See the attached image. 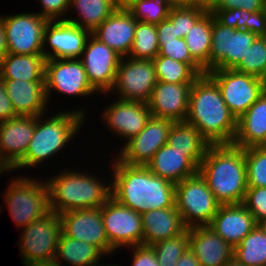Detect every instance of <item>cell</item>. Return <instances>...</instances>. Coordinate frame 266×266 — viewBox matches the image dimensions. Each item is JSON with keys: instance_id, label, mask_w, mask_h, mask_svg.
<instances>
[{"instance_id": "obj_1", "label": "cell", "mask_w": 266, "mask_h": 266, "mask_svg": "<svg viewBox=\"0 0 266 266\" xmlns=\"http://www.w3.org/2000/svg\"><path fill=\"white\" fill-rule=\"evenodd\" d=\"M111 197L137 213L175 205V184L153 174L146 166L126 165L113 158Z\"/></svg>"}, {"instance_id": "obj_2", "label": "cell", "mask_w": 266, "mask_h": 266, "mask_svg": "<svg viewBox=\"0 0 266 266\" xmlns=\"http://www.w3.org/2000/svg\"><path fill=\"white\" fill-rule=\"evenodd\" d=\"M185 121L196 127L210 144H232L237 131L236 117L207 73L192 84Z\"/></svg>"}, {"instance_id": "obj_3", "label": "cell", "mask_w": 266, "mask_h": 266, "mask_svg": "<svg viewBox=\"0 0 266 266\" xmlns=\"http://www.w3.org/2000/svg\"><path fill=\"white\" fill-rule=\"evenodd\" d=\"M198 172L221 205L243 203L248 188L243 148L210 144Z\"/></svg>"}, {"instance_id": "obj_4", "label": "cell", "mask_w": 266, "mask_h": 266, "mask_svg": "<svg viewBox=\"0 0 266 266\" xmlns=\"http://www.w3.org/2000/svg\"><path fill=\"white\" fill-rule=\"evenodd\" d=\"M86 112L87 108L78 107L77 110L53 113L52 117L48 116L49 118L46 114L37 116L34 135L25 156L11 172L41 166L46 160L64 151L63 148L72 142L75 135H79L86 119Z\"/></svg>"}, {"instance_id": "obj_5", "label": "cell", "mask_w": 266, "mask_h": 266, "mask_svg": "<svg viewBox=\"0 0 266 266\" xmlns=\"http://www.w3.org/2000/svg\"><path fill=\"white\" fill-rule=\"evenodd\" d=\"M87 172L66 168L46 179L50 211L60 215L76 209L100 208L111 198V182L105 184L102 178Z\"/></svg>"}, {"instance_id": "obj_6", "label": "cell", "mask_w": 266, "mask_h": 266, "mask_svg": "<svg viewBox=\"0 0 266 266\" xmlns=\"http://www.w3.org/2000/svg\"><path fill=\"white\" fill-rule=\"evenodd\" d=\"M2 197L17 228H24L50 212L46 180L13 177Z\"/></svg>"}, {"instance_id": "obj_7", "label": "cell", "mask_w": 266, "mask_h": 266, "mask_svg": "<svg viewBox=\"0 0 266 266\" xmlns=\"http://www.w3.org/2000/svg\"><path fill=\"white\" fill-rule=\"evenodd\" d=\"M175 206L186 228L209 226L221 204L198 172L175 184Z\"/></svg>"}, {"instance_id": "obj_8", "label": "cell", "mask_w": 266, "mask_h": 266, "mask_svg": "<svg viewBox=\"0 0 266 266\" xmlns=\"http://www.w3.org/2000/svg\"><path fill=\"white\" fill-rule=\"evenodd\" d=\"M22 229L19 249L23 266L55 259L58 242L62 234L58 214L50 211L44 217Z\"/></svg>"}, {"instance_id": "obj_9", "label": "cell", "mask_w": 266, "mask_h": 266, "mask_svg": "<svg viewBox=\"0 0 266 266\" xmlns=\"http://www.w3.org/2000/svg\"><path fill=\"white\" fill-rule=\"evenodd\" d=\"M207 74L219 87L225 104L238 119L266 90V81L234 69H212Z\"/></svg>"}, {"instance_id": "obj_10", "label": "cell", "mask_w": 266, "mask_h": 266, "mask_svg": "<svg viewBox=\"0 0 266 266\" xmlns=\"http://www.w3.org/2000/svg\"><path fill=\"white\" fill-rule=\"evenodd\" d=\"M157 81L152 60H135L130 57H122L114 86L108 95L115 93L120 100L147 103Z\"/></svg>"}, {"instance_id": "obj_11", "label": "cell", "mask_w": 266, "mask_h": 266, "mask_svg": "<svg viewBox=\"0 0 266 266\" xmlns=\"http://www.w3.org/2000/svg\"><path fill=\"white\" fill-rule=\"evenodd\" d=\"M257 36L247 30L223 26L212 14L211 49L209 71L234 69L246 56Z\"/></svg>"}, {"instance_id": "obj_12", "label": "cell", "mask_w": 266, "mask_h": 266, "mask_svg": "<svg viewBox=\"0 0 266 266\" xmlns=\"http://www.w3.org/2000/svg\"><path fill=\"white\" fill-rule=\"evenodd\" d=\"M45 90L47 101L52 92L77 98L98 92L89 83L80 59H49L45 61Z\"/></svg>"}, {"instance_id": "obj_13", "label": "cell", "mask_w": 266, "mask_h": 266, "mask_svg": "<svg viewBox=\"0 0 266 266\" xmlns=\"http://www.w3.org/2000/svg\"><path fill=\"white\" fill-rule=\"evenodd\" d=\"M110 246L118 252L123 247L142 245V216L110 198L102 206L101 214Z\"/></svg>"}, {"instance_id": "obj_14", "label": "cell", "mask_w": 266, "mask_h": 266, "mask_svg": "<svg viewBox=\"0 0 266 266\" xmlns=\"http://www.w3.org/2000/svg\"><path fill=\"white\" fill-rule=\"evenodd\" d=\"M6 32L8 53L43 54L44 30L48 21L34 13L2 16Z\"/></svg>"}, {"instance_id": "obj_15", "label": "cell", "mask_w": 266, "mask_h": 266, "mask_svg": "<svg viewBox=\"0 0 266 266\" xmlns=\"http://www.w3.org/2000/svg\"><path fill=\"white\" fill-rule=\"evenodd\" d=\"M121 58L92 34L87 39L79 59L83 63L89 83L99 94L106 95L113 88Z\"/></svg>"}, {"instance_id": "obj_16", "label": "cell", "mask_w": 266, "mask_h": 266, "mask_svg": "<svg viewBox=\"0 0 266 266\" xmlns=\"http://www.w3.org/2000/svg\"><path fill=\"white\" fill-rule=\"evenodd\" d=\"M173 122L170 119L151 116L137 136L123 143L116 158L126 165L146 166L160 147L167 144Z\"/></svg>"}, {"instance_id": "obj_17", "label": "cell", "mask_w": 266, "mask_h": 266, "mask_svg": "<svg viewBox=\"0 0 266 266\" xmlns=\"http://www.w3.org/2000/svg\"><path fill=\"white\" fill-rule=\"evenodd\" d=\"M101 214L102 207L76 209L61 213L59 217L62 233L66 237L97 247L105 256L113 255L116 251L108 243Z\"/></svg>"}, {"instance_id": "obj_18", "label": "cell", "mask_w": 266, "mask_h": 266, "mask_svg": "<svg viewBox=\"0 0 266 266\" xmlns=\"http://www.w3.org/2000/svg\"><path fill=\"white\" fill-rule=\"evenodd\" d=\"M90 35V31L65 20L48 21L44 30L43 55L46 60L79 59Z\"/></svg>"}, {"instance_id": "obj_19", "label": "cell", "mask_w": 266, "mask_h": 266, "mask_svg": "<svg viewBox=\"0 0 266 266\" xmlns=\"http://www.w3.org/2000/svg\"><path fill=\"white\" fill-rule=\"evenodd\" d=\"M105 106L101 119L107 129L115 133L121 140L129 141L137 136L146 126L152 116L147 103L114 99Z\"/></svg>"}, {"instance_id": "obj_20", "label": "cell", "mask_w": 266, "mask_h": 266, "mask_svg": "<svg viewBox=\"0 0 266 266\" xmlns=\"http://www.w3.org/2000/svg\"><path fill=\"white\" fill-rule=\"evenodd\" d=\"M36 117L16 116L0 123V159L11 171L25 156L34 135Z\"/></svg>"}, {"instance_id": "obj_21", "label": "cell", "mask_w": 266, "mask_h": 266, "mask_svg": "<svg viewBox=\"0 0 266 266\" xmlns=\"http://www.w3.org/2000/svg\"><path fill=\"white\" fill-rule=\"evenodd\" d=\"M193 83L157 81L147 102L154 117L185 121L189 109V95Z\"/></svg>"}, {"instance_id": "obj_22", "label": "cell", "mask_w": 266, "mask_h": 266, "mask_svg": "<svg viewBox=\"0 0 266 266\" xmlns=\"http://www.w3.org/2000/svg\"><path fill=\"white\" fill-rule=\"evenodd\" d=\"M137 20L127 9L116 8L91 34L121 57H127L133 44Z\"/></svg>"}, {"instance_id": "obj_23", "label": "cell", "mask_w": 266, "mask_h": 266, "mask_svg": "<svg viewBox=\"0 0 266 266\" xmlns=\"http://www.w3.org/2000/svg\"><path fill=\"white\" fill-rule=\"evenodd\" d=\"M233 248L256 226L254 216L241 204L221 205L209 225Z\"/></svg>"}, {"instance_id": "obj_24", "label": "cell", "mask_w": 266, "mask_h": 266, "mask_svg": "<svg viewBox=\"0 0 266 266\" xmlns=\"http://www.w3.org/2000/svg\"><path fill=\"white\" fill-rule=\"evenodd\" d=\"M189 248L201 266H223L233 259L234 248L210 226L190 228Z\"/></svg>"}, {"instance_id": "obj_25", "label": "cell", "mask_w": 266, "mask_h": 266, "mask_svg": "<svg viewBox=\"0 0 266 266\" xmlns=\"http://www.w3.org/2000/svg\"><path fill=\"white\" fill-rule=\"evenodd\" d=\"M5 90L14 111L20 116H40L49 105L46 97L45 81H22L3 79Z\"/></svg>"}, {"instance_id": "obj_26", "label": "cell", "mask_w": 266, "mask_h": 266, "mask_svg": "<svg viewBox=\"0 0 266 266\" xmlns=\"http://www.w3.org/2000/svg\"><path fill=\"white\" fill-rule=\"evenodd\" d=\"M141 216L142 245L145 246L176 237L187 229L175 205L171 208L150 210Z\"/></svg>"}, {"instance_id": "obj_27", "label": "cell", "mask_w": 266, "mask_h": 266, "mask_svg": "<svg viewBox=\"0 0 266 266\" xmlns=\"http://www.w3.org/2000/svg\"><path fill=\"white\" fill-rule=\"evenodd\" d=\"M146 167L158 177L177 184L198 173V167L174 147L165 144L154 154Z\"/></svg>"}, {"instance_id": "obj_28", "label": "cell", "mask_w": 266, "mask_h": 266, "mask_svg": "<svg viewBox=\"0 0 266 266\" xmlns=\"http://www.w3.org/2000/svg\"><path fill=\"white\" fill-rule=\"evenodd\" d=\"M266 140V90L237 119V131L234 145L247 148L260 146Z\"/></svg>"}, {"instance_id": "obj_29", "label": "cell", "mask_w": 266, "mask_h": 266, "mask_svg": "<svg viewBox=\"0 0 266 266\" xmlns=\"http://www.w3.org/2000/svg\"><path fill=\"white\" fill-rule=\"evenodd\" d=\"M43 54H11L0 60V78L22 81H44Z\"/></svg>"}, {"instance_id": "obj_30", "label": "cell", "mask_w": 266, "mask_h": 266, "mask_svg": "<svg viewBox=\"0 0 266 266\" xmlns=\"http://www.w3.org/2000/svg\"><path fill=\"white\" fill-rule=\"evenodd\" d=\"M167 144L179 152H184L198 168L210 143L198 129L186 121L173 122L168 133Z\"/></svg>"}, {"instance_id": "obj_31", "label": "cell", "mask_w": 266, "mask_h": 266, "mask_svg": "<svg viewBox=\"0 0 266 266\" xmlns=\"http://www.w3.org/2000/svg\"><path fill=\"white\" fill-rule=\"evenodd\" d=\"M104 254L95 246L84 241L60 236L55 260L62 266H95L104 258ZM102 257V258H101ZM70 264V265H69Z\"/></svg>"}, {"instance_id": "obj_32", "label": "cell", "mask_w": 266, "mask_h": 266, "mask_svg": "<svg viewBox=\"0 0 266 266\" xmlns=\"http://www.w3.org/2000/svg\"><path fill=\"white\" fill-rule=\"evenodd\" d=\"M69 9V12L77 11V15L74 18L70 14L65 21L93 32L116 10V7L111 0H70Z\"/></svg>"}, {"instance_id": "obj_33", "label": "cell", "mask_w": 266, "mask_h": 266, "mask_svg": "<svg viewBox=\"0 0 266 266\" xmlns=\"http://www.w3.org/2000/svg\"><path fill=\"white\" fill-rule=\"evenodd\" d=\"M212 13L208 10L184 37L192 58L209 72V55L211 49Z\"/></svg>"}, {"instance_id": "obj_34", "label": "cell", "mask_w": 266, "mask_h": 266, "mask_svg": "<svg viewBox=\"0 0 266 266\" xmlns=\"http://www.w3.org/2000/svg\"><path fill=\"white\" fill-rule=\"evenodd\" d=\"M233 258L244 266H266V233L257 225L234 247Z\"/></svg>"}, {"instance_id": "obj_35", "label": "cell", "mask_w": 266, "mask_h": 266, "mask_svg": "<svg viewBox=\"0 0 266 266\" xmlns=\"http://www.w3.org/2000/svg\"><path fill=\"white\" fill-rule=\"evenodd\" d=\"M158 81L166 83H194L200 76L189 64L167 56L157 55L153 60Z\"/></svg>"}, {"instance_id": "obj_36", "label": "cell", "mask_w": 266, "mask_h": 266, "mask_svg": "<svg viewBox=\"0 0 266 266\" xmlns=\"http://www.w3.org/2000/svg\"><path fill=\"white\" fill-rule=\"evenodd\" d=\"M159 49L156 24L137 21L133 44L127 57L135 60H153Z\"/></svg>"}, {"instance_id": "obj_37", "label": "cell", "mask_w": 266, "mask_h": 266, "mask_svg": "<svg viewBox=\"0 0 266 266\" xmlns=\"http://www.w3.org/2000/svg\"><path fill=\"white\" fill-rule=\"evenodd\" d=\"M190 228L176 237L151 245L159 266H176L181 255L189 248Z\"/></svg>"}, {"instance_id": "obj_38", "label": "cell", "mask_w": 266, "mask_h": 266, "mask_svg": "<svg viewBox=\"0 0 266 266\" xmlns=\"http://www.w3.org/2000/svg\"><path fill=\"white\" fill-rule=\"evenodd\" d=\"M126 9L137 21L158 24L168 18L171 6L167 0H133Z\"/></svg>"}, {"instance_id": "obj_39", "label": "cell", "mask_w": 266, "mask_h": 266, "mask_svg": "<svg viewBox=\"0 0 266 266\" xmlns=\"http://www.w3.org/2000/svg\"><path fill=\"white\" fill-rule=\"evenodd\" d=\"M234 70L251 74L266 81V38L257 37L249 48L246 56Z\"/></svg>"}, {"instance_id": "obj_40", "label": "cell", "mask_w": 266, "mask_h": 266, "mask_svg": "<svg viewBox=\"0 0 266 266\" xmlns=\"http://www.w3.org/2000/svg\"><path fill=\"white\" fill-rule=\"evenodd\" d=\"M247 187H266V152L259 146L244 148Z\"/></svg>"}, {"instance_id": "obj_41", "label": "cell", "mask_w": 266, "mask_h": 266, "mask_svg": "<svg viewBox=\"0 0 266 266\" xmlns=\"http://www.w3.org/2000/svg\"><path fill=\"white\" fill-rule=\"evenodd\" d=\"M208 11L202 6L171 7L168 20L175 25V31L179 38H184L191 30V27Z\"/></svg>"}, {"instance_id": "obj_42", "label": "cell", "mask_w": 266, "mask_h": 266, "mask_svg": "<svg viewBox=\"0 0 266 266\" xmlns=\"http://www.w3.org/2000/svg\"><path fill=\"white\" fill-rule=\"evenodd\" d=\"M158 55L167 56L176 61L189 64L199 75L205 74L204 69L192 58L184 38L171 41H158Z\"/></svg>"}, {"instance_id": "obj_43", "label": "cell", "mask_w": 266, "mask_h": 266, "mask_svg": "<svg viewBox=\"0 0 266 266\" xmlns=\"http://www.w3.org/2000/svg\"><path fill=\"white\" fill-rule=\"evenodd\" d=\"M242 204L257 223L266 218V187H248Z\"/></svg>"}, {"instance_id": "obj_44", "label": "cell", "mask_w": 266, "mask_h": 266, "mask_svg": "<svg viewBox=\"0 0 266 266\" xmlns=\"http://www.w3.org/2000/svg\"><path fill=\"white\" fill-rule=\"evenodd\" d=\"M209 11L214 15V18L223 26L248 31V20L252 12L239 8Z\"/></svg>"}, {"instance_id": "obj_45", "label": "cell", "mask_w": 266, "mask_h": 266, "mask_svg": "<svg viewBox=\"0 0 266 266\" xmlns=\"http://www.w3.org/2000/svg\"><path fill=\"white\" fill-rule=\"evenodd\" d=\"M39 2L42 11L36 13L49 21L65 20L70 10V0H39Z\"/></svg>"}, {"instance_id": "obj_46", "label": "cell", "mask_w": 266, "mask_h": 266, "mask_svg": "<svg viewBox=\"0 0 266 266\" xmlns=\"http://www.w3.org/2000/svg\"><path fill=\"white\" fill-rule=\"evenodd\" d=\"M266 0H215L209 10L244 9L245 11L256 12L266 10Z\"/></svg>"}, {"instance_id": "obj_47", "label": "cell", "mask_w": 266, "mask_h": 266, "mask_svg": "<svg viewBox=\"0 0 266 266\" xmlns=\"http://www.w3.org/2000/svg\"><path fill=\"white\" fill-rule=\"evenodd\" d=\"M128 248L133 252L131 266H159L151 246L137 245Z\"/></svg>"}, {"instance_id": "obj_48", "label": "cell", "mask_w": 266, "mask_h": 266, "mask_svg": "<svg viewBox=\"0 0 266 266\" xmlns=\"http://www.w3.org/2000/svg\"><path fill=\"white\" fill-rule=\"evenodd\" d=\"M248 31L257 37L266 36V10L252 12L248 20Z\"/></svg>"}, {"instance_id": "obj_49", "label": "cell", "mask_w": 266, "mask_h": 266, "mask_svg": "<svg viewBox=\"0 0 266 266\" xmlns=\"http://www.w3.org/2000/svg\"><path fill=\"white\" fill-rule=\"evenodd\" d=\"M18 116L7 96L4 81L0 78V123Z\"/></svg>"}, {"instance_id": "obj_50", "label": "cell", "mask_w": 266, "mask_h": 266, "mask_svg": "<svg viewBox=\"0 0 266 266\" xmlns=\"http://www.w3.org/2000/svg\"><path fill=\"white\" fill-rule=\"evenodd\" d=\"M158 33V41H171L179 38V34L175 31V25L166 19L156 24Z\"/></svg>"}, {"instance_id": "obj_51", "label": "cell", "mask_w": 266, "mask_h": 266, "mask_svg": "<svg viewBox=\"0 0 266 266\" xmlns=\"http://www.w3.org/2000/svg\"><path fill=\"white\" fill-rule=\"evenodd\" d=\"M176 266H201L194 253L188 248L179 258Z\"/></svg>"}, {"instance_id": "obj_52", "label": "cell", "mask_w": 266, "mask_h": 266, "mask_svg": "<svg viewBox=\"0 0 266 266\" xmlns=\"http://www.w3.org/2000/svg\"><path fill=\"white\" fill-rule=\"evenodd\" d=\"M8 54V47L6 41V32L2 16H0V60H2Z\"/></svg>"}, {"instance_id": "obj_53", "label": "cell", "mask_w": 266, "mask_h": 266, "mask_svg": "<svg viewBox=\"0 0 266 266\" xmlns=\"http://www.w3.org/2000/svg\"><path fill=\"white\" fill-rule=\"evenodd\" d=\"M171 7H191L196 4L192 0H167Z\"/></svg>"}, {"instance_id": "obj_54", "label": "cell", "mask_w": 266, "mask_h": 266, "mask_svg": "<svg viewBox=\"0 0 266 266\" xmlns=\"http://www.w3.org/2000/svg\"><path fill=\"white\" fill-rule=\"evenodd\" d=\"M111 2L116 8L126 9L133 0H111Z\"/></svg>"}, {"instance_id": "obj_55", "label": "cell", "mask_w": 266, "mask_h": 266, "mask_svg": "<svg viewBox=\"0 0 266 266\" xmlns=\"http://www.w3.org/2000/svg\"><path fill=\"white\" fill-rule=\"evenodd\" d=\"M196 5L207 8L208 10L213 5L215 0H192Z\"/></svg>"}, {"instance_id": "obj_56", "label": "cell", "mask_w": 266, "mask_h": 266, "mask_svg": "<svg viewBox=\"0 0 266 266\" xmlns=\"http://www.w3.org/2000/svg\"><path fill=\"white\" fill-rule=\"evenodd\" d=\"M223 266H244L241 263H239L238 261H236L234 258L231 259L230 261H228L225 265Z\"/></svg>"}, {"instance_id": "obj_57", "label": "cell", "mask_w": 266, "mask_h": 266, "mask_svg": "<svg viewBox=\"0 0 266 266\" xmlns=\"http://www.w3.org/2000/svg\"><path fill=\"white\" fill-rule=\"evenodd\" d=\"M257 225L266 233V218L261 219Z\"/></svg>"}, {"instance_id": "obj_58", "label": "cell", "mask_w": 266, "mask_h": 266, "mask_svg": "<svg viewBox=\"0 0 266 266\" xmlns=\"http://www.w3.org/2000/svg\"><path fill=\"white\" fill-rule=\"evenodd\" d=\"M3 174L6 173V172H10L11 171L4 165V163L2 162V160L0 159V174Z\"/></svg>"}, {"instance_id": "obj_59", "label": "cell", "mask_w": 266, "mask_h": 266, "mask_svg": "<svg viewBox=\"0 0 266 266\" xmlns=\"http://www.w3.org/2000/svg\"><path fill=\"white\" fill-rule=\"evenodd\" d=\"M259 147L266 152V140Z\"/></svg>"}, {"instance_id": "obj_60", "label": "cell", "mask_w": 266, "mask_h": 266, "mask_svg": "<svg viewBox=\"0 0 266 266\" xmlns=\"http://www.w3.org/2000/svg\"><path fill=\"white\" fill-rule=\"evenodd\" d=\"M101 264H102V263H100V264H98V265H95V266H119L118 264H115V265H114V264H113V265H109V264H107V265H105V264L103 265V264H102V265H101Z\"/></svg>"}]
</instances>
